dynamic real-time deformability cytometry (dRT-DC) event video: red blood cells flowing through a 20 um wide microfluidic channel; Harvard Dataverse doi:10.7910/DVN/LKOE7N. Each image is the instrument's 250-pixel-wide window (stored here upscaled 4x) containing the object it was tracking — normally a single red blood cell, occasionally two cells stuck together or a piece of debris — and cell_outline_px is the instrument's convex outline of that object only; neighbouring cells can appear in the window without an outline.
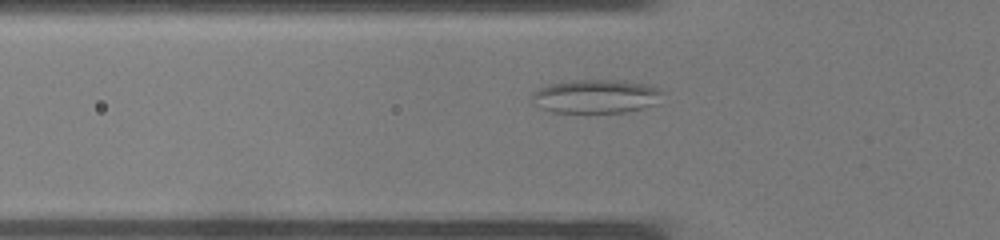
{"species": "common noctule bat (a hibernating species)", "species_latin": "Nyctalus noctula", "temperature_condition": "warm", "stored_images_in_passage": 27, "camera_frame_rate_fps": 3000, "um_per_image_px": 0.085, "animal": {"sex": "male", "body_mass_g": 19.0, "forearm_length_mm": 50.8}, "frame": {"image": 1, "passage_image": 2, "time_ms": 0.333, "image_size_px": [1000, 240], "cell_outline_px": [[664, 92], [656, 104], [624, 112], [552, 112], [540, 108], [532, 104], [532, 96], [540, 88], [548, 84], [572, 80], [624, 80], [652, 84], [660, 88]], "centroid_in_image_um": [50.69, 8.17], "position_along_channel_um": 75.1, "area_um2": 25.84}}
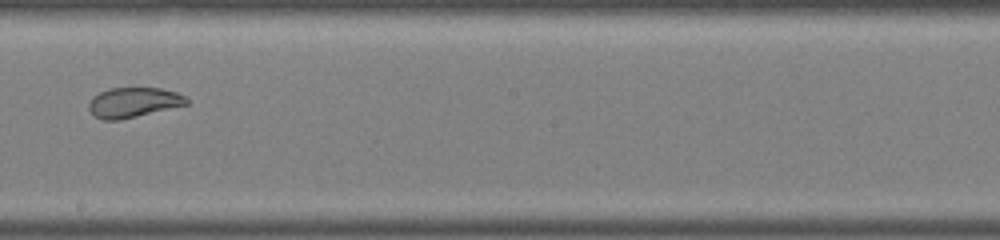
{"frame": {"image": 2, "passage_image": 11, "time_ms": 3.333, "image_size_px": [1000, 240], "cell_outline_px": [[188, 104], [120, 120], [104, 120], [96, 116], [88, 108], [88, 104], [92, 96], [108, 88], [160, 88], [176, 92], [184, 96], [188, 100]], "centroid_in_image_um": [11.32, 8.7], "position_along_channel_um": 236.9, "area_um2": 16.94}}
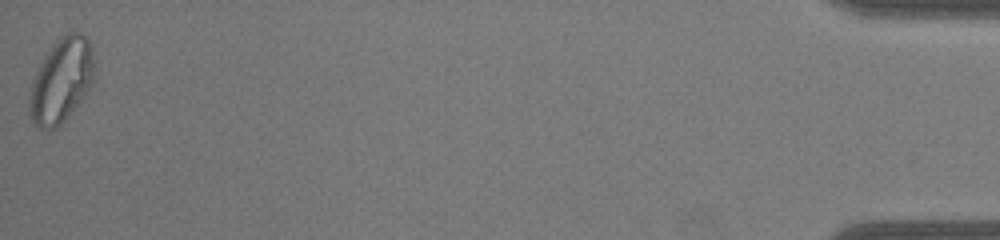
{"frame": {"image": 3, "passage_image": 27, "time_ms": 8.667, "image_size_px": [1000, 240], "cell_outline_px": [[92, 84], [68, 116], [56, 128], [40, 128], [32, 120], [28, 112], [28, 100], [32, 80], [44, 56], [56, 40], [60, 36], [68, 32], [80, 32], [88, 40], [92, 48]], "centroid_in_image_um": [5.17, 6.83], "position_along_channel_um": 430.0, "area_um2": 31.39}}